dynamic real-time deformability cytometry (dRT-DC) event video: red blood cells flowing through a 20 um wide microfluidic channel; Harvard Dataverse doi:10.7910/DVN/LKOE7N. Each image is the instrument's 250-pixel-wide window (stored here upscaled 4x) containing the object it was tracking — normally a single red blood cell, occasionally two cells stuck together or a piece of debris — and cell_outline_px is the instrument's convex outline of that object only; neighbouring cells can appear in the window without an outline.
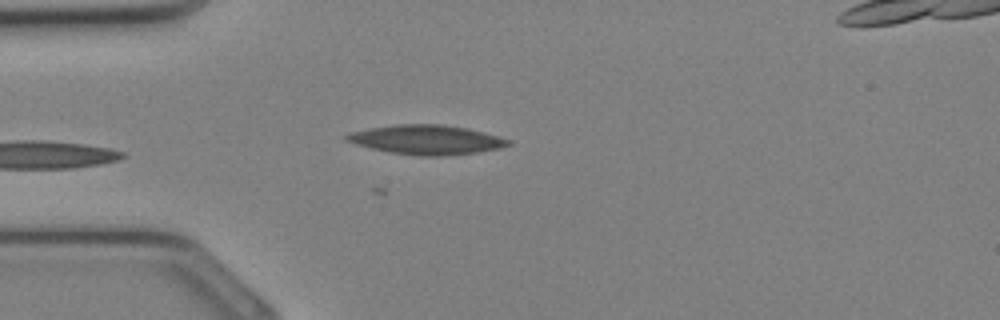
{"species": "Egyptian fruit bat (a non-hibernating species)", "species_latin": "Rousettus aegyptiacus", "temperature_condition": "cold", "stored_images_in_passage": 21, "camera_frame_rate_fps": 3000, "um_per_image_px": 0.085, "animal": {"sex": "female"}, "frame": {"image": 1, "passage_image": 3, "time_ms": 0.667, "image_size_px": [1000, 320], "cell_outline_px": [[512, 144], [500, 148], [476, 152], [448, 156], [420, 156], [392, 152], [372, 148], [356, 144], [344, 140], [344, 136], [352, 132], [368, 128], [396, 124], [440, 124], [468, 128], [484, 132], [512, 140]], "centroid_in_image_um": [36.28, 11.87], "position_along_channel_um": 48.7, "area_um2": 27.69}}
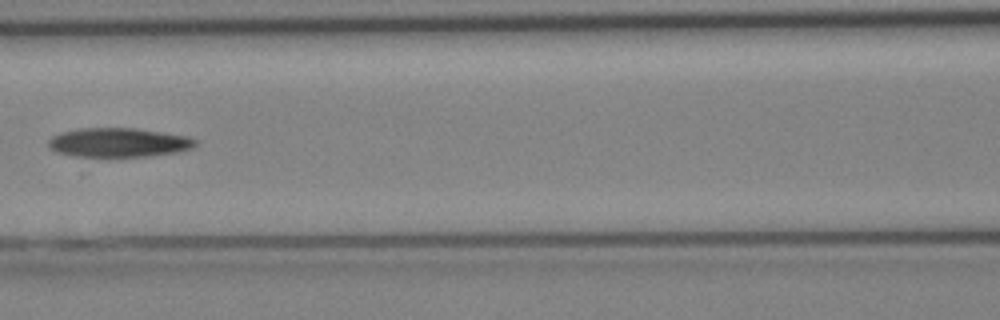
{"frame": {"image": 2, "passage_image": 9, "time_ms": 2.667, "image_size_px": [1000, 320], "cell_outline_px": [[196, 144], [192, 148], [176, 152], [148, 156], [76, 156], [56, 152], [48, 148], [48, 140], [52, 136], [64, 132], [80, 128], [136, 128], [188, 136], [196, 140]], "centroid_in_image_um": [10.07, 12.11], "position_along_channel_um": 156.5, "area_um2": 24.8}}
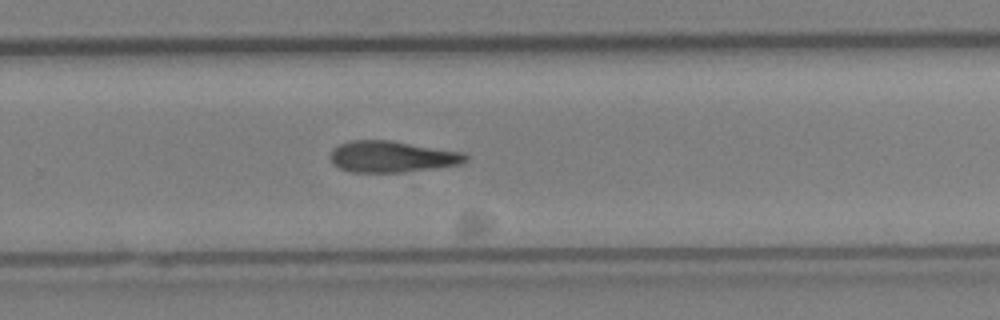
{"frame": {"image": 3, "passage_image": 16, "time_ms": 5.0, "image_size_px": [1000, 320], "cell_outline_px": [[468, 160], [460, 164], [400, 172], [352, 172], [340, 168], [332, 164], [328, 156], [332, 148], [340, 144], [352, 140], [392, 140], [464, 152], [468, 156]], "centroid_in_image_um": [33.28, 13.3], "position_along_channel_um": 296.5, "area_um2": 24.8}}